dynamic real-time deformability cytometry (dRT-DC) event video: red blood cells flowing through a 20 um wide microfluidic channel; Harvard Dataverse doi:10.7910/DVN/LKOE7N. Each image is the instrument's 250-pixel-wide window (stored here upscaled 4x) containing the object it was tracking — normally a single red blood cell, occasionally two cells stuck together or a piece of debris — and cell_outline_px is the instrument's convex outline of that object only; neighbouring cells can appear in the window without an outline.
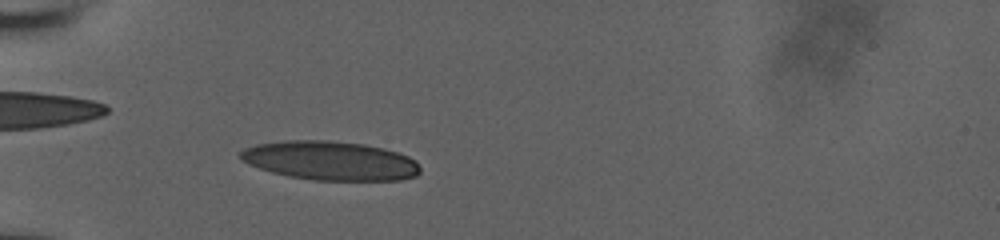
{"species": "human", "species_latin": "Homo sapiens", "temperature_condition": "room temperature", "stored_images_in_passage": 48, "camera_frame_rate_fps": 3000, "um_per_image_px": 0.085, "donor": {"sex": "male"}, "frame": {"image": 1, "passage_image": 12, "time_ms": 3.667, "image_size_px": [1000, 240], "cell_outline_px": [[420, 172], [416, 176], [400, 180], [312, 180], [288, 176], [272, 172], [248, 164], [240, 160], [240, 152], [244, 148], [256, 144], [284, 140], [328, 140], [364, 144], [384, 148], [408, 156], [416, 160], [420, 168]], "centroid_in_image_um": [28.07, 13.65], "position_along_channel_um": 56.9, "area_um2": 41.04}}
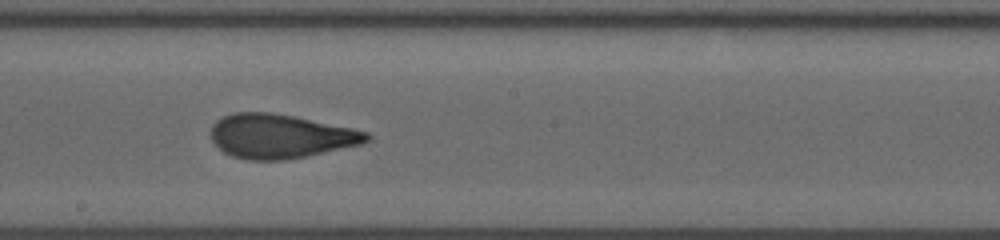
{"frame": {"image": 2, "passage_image": 26, "time_ms": 8.333, "image_size_px": [1000, 240], "cell_outline_px": [[372, 136], [368, 140], [360, 144], [304, 156], [284, 160], [248, 160], [232, 156], [224, 152], [212, 140], [212, 124], [216, 120], [232, 112], [268, 112], [292, 116], [352, 128], [368, 132]], "centroid_in_image_um": [23.8, 11.57], "position_along_channel_um": 224.4, "area_um2": 39.54}}
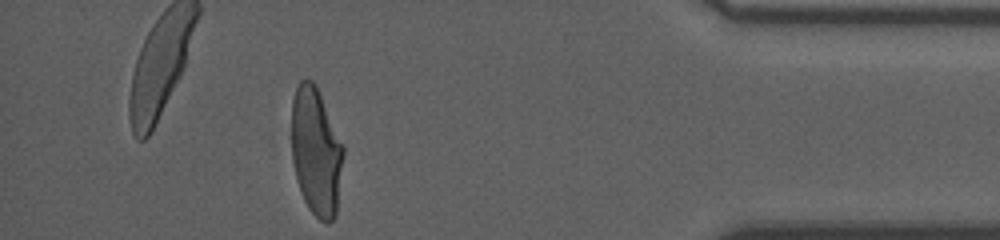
{"frame": {"image": 3, "passage_image": 43, "time_ms": 14.0, "image_size_px": [1000, 240], "cell_outline_px": [[344, 156], [336, 216], [328, 224], [320, 220], [308, 208], [300, 192], [292, 160], [292, 100], [296, 88], [300, 80], [312, 80], [316, 84], [344, 144]], "centroid_in_image_um": [26.89, 12.88], "position_along_channel_um": 408.3, "area_um2": 39.07}, "authors_computed_cell_mechanics": {"area_um2": 39.0439, "velocity_mm_per_s": 3.9274, "shape_relaxation_time_tau1_ms": 9.2219, "shape_relaxation_time_tau2_ms": 0.8829, "deformation_change_tau1": 0.2632, "deformation_change_tau2": 0.0752}}